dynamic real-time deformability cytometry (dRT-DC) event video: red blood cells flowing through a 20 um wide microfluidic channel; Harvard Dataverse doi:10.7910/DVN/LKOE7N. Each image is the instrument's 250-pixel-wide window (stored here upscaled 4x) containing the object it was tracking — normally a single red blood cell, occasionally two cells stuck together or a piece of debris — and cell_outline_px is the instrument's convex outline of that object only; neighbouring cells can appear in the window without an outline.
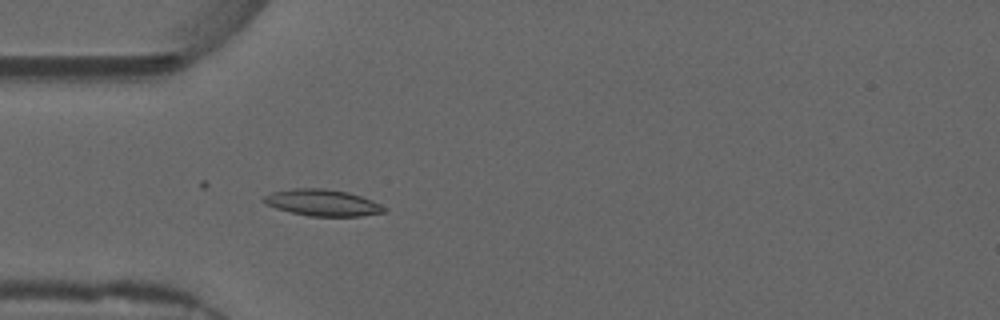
{"species": "common noctule bat (a hibernating species)", "species_latin": "Nyctalus noctula", "temperature_condition": "warm", "stored_images_in_passage": 36, "camera_frame_rate_fps": 3000, "um_per_image_px": 0.085, "animal": {"sex": "male", "forearm_length_mm": 52.5}, "frame": {"image": 1, "passage_image": 15, "time_ms": 4.667, "image_size_px": [1000, 320], "cell_outline_px": [[388, 212], [360, 216], [308, 216], [276, 208], [264, 204], [260, 200], [264, 196], [272, 192], [296, 188], [324, 188], [348, 192], [372, 200], [388, 208]], "centroid_in_image_um": [27.42, 17.23], "position_along_channel_um": 57.6, "area_um2": 18.73}}
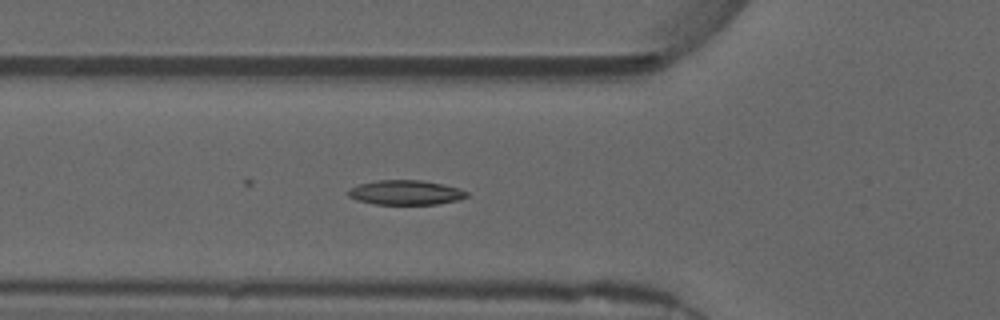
{"frame": {"image": 2, "passage_image": 18, "time_ms": 5.667, "image_size_px": [1000, 320], "cell_outline_px": [[468, 196], [456, 200], [436, 204], [372, 204], [356, 200], [348, 196], [348, 188], [360, 184], [376, 180], [424, 180], [444, 184], [460, 188], [468, 192]], "centroid_in_image_um": [34.46, 16.36], "position_along_channel_um": 91.3, "area_um2": 17.11}}
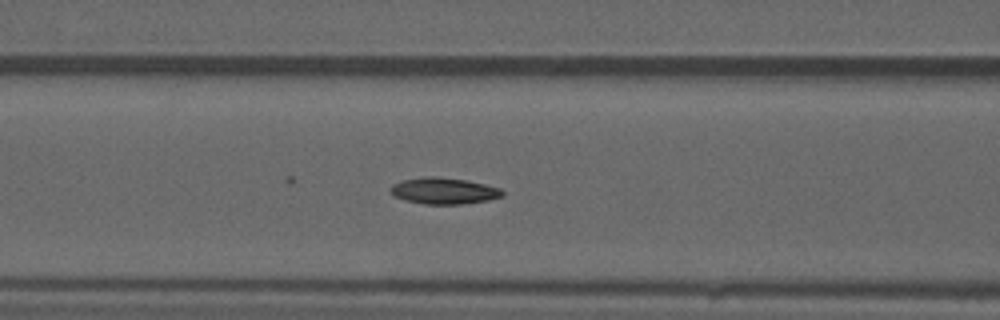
{"frame": {"image": 3, "passage_image": 21, "time_ms": 6.667, "image_size_px": [1000, 320], "cell_outline_px": [[504, 196], [488, 200], [460, 204], [424, 204], [404, 200], [392, 196], [388, 188], [392, 184], [400, 180], [424, 176], [436, 176], [468, 180], [500, 188], [504, 192]], "centroid_in_image_um": [37.67, 16.21], "position_along_channel_um": 128.9, "area_um2": 17.51}}